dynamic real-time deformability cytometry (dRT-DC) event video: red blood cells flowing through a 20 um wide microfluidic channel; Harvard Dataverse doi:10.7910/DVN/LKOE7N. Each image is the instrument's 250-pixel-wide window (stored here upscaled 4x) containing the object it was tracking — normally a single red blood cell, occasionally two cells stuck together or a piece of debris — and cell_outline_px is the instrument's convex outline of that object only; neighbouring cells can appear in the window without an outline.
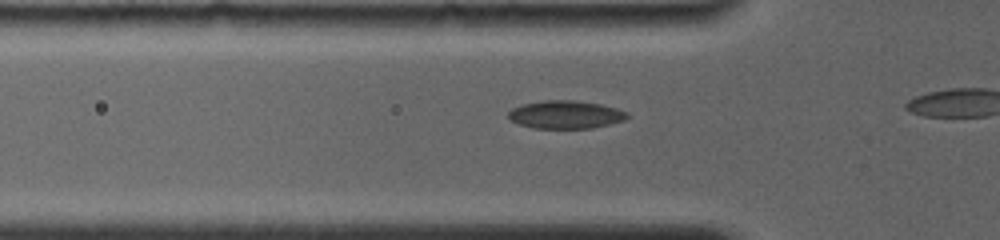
{"species": "common noctule bat (a hibernating species)", "species_latin": "Nyctalus noctula", "temperature_condition": "room temperature", "stored_images_in_passage": 8, "camera_frame_rate_fps": 4000, "um_per_image_px": 0.085, "animal": {"sex": "female", "body_mass_g": 19.0, "forearm_length_mm": 56.7}, "frame": {"image": 1, "passage_image": 4, "time_ms": 0.75, "image_size_px": [1000, 240], "cell_outline_px": [[628, 116], [624, 120], [592, 128], [532, 128], [520, 124], [512, 120], [508, 116], [508, 112], [512, 108], [524, 104], [544, 100], [576, 100], [600, 104], [616, 108], [628, 112]], "centroid_in_image_um": [48.08, 9.73], "position_along_channel_um": 77.7, "area_um2": 19.25}}